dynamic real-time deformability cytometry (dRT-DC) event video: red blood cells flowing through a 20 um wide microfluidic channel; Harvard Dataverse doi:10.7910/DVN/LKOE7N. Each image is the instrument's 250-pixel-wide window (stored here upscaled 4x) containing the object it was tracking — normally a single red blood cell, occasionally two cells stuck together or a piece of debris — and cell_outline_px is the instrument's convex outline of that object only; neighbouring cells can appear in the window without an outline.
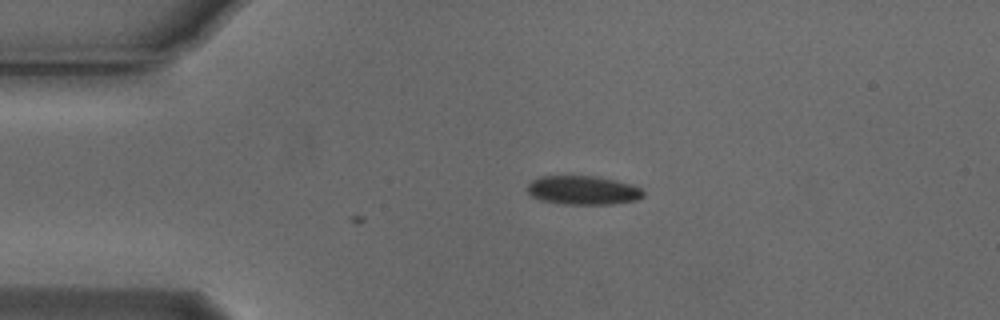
{"species": "Egyptian fruit bat (a non-hibernating species)", "species_latin": "Rousettus aegyptiacus", "temperature_condition": "cold", "stored_images_in_passage": 2, "camera_frame_rate_fps": 3000, "um_per_image_px": 0.085, "animal": {"sex": "male"}, "frame": {"image": 1, "passage_image": 2, "time_ms": 0.333, "image_size_px": [1000, 320], "cell_outline_px": [[644, 196], [636, 200], [612, 204], [564, 204], [540, 200], [532, 196], [528, 192], [528, 184], [532, 180], [540, 176], [596, 176], [616, 180], [632, 184], [640, 188], [644, 192]], "centroid_in_image_um": [49.56, 16.17], "position_along_channel_um": 35.4, "area_um2": 19.54}}